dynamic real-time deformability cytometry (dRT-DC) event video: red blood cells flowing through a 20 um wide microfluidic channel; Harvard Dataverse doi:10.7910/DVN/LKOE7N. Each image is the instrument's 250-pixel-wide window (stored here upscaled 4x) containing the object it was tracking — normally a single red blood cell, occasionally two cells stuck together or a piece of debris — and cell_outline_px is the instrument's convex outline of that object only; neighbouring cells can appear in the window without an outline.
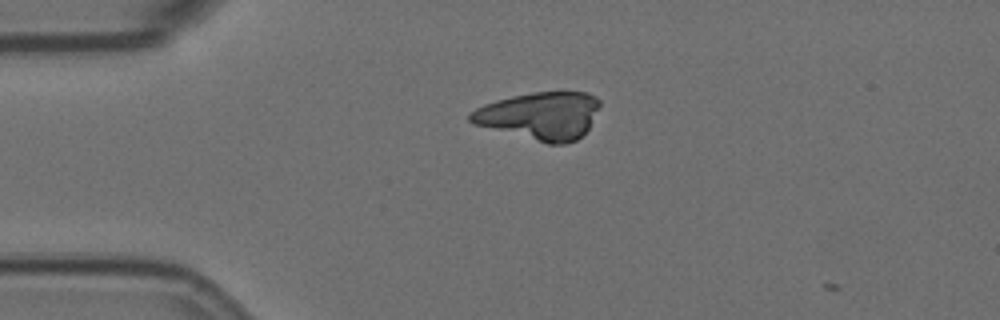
{"species": "Egyptian fruit bat (a non-hibernating species)", "species_latin": "Rousettus aegyptiacus", "temperature_condition": "room temperature", "stored_images_in_passage": 4, "camera_frame_rate_fps": 3000, "um_per_image_px": 0.085, "animal": {"sex": "female"}, "frame": {"image": 1, "passage_image": 3, "time_ms": 0.667, "image_size_px": [1000, 320], "cell_outline_px": [[600, 104], [588, 128], [576, 140], [564, 144], [548, 144], [472, 124], [468, 120], [468, 112], [484, 104], [496, 100], [512, 96], [532, 92], [588, 92], [596, 96], [600, 100]], "centroid_in_image_um": [45.86, 9.83], "position_along_channel_um": 39.1, "area_um2": 36.01}}